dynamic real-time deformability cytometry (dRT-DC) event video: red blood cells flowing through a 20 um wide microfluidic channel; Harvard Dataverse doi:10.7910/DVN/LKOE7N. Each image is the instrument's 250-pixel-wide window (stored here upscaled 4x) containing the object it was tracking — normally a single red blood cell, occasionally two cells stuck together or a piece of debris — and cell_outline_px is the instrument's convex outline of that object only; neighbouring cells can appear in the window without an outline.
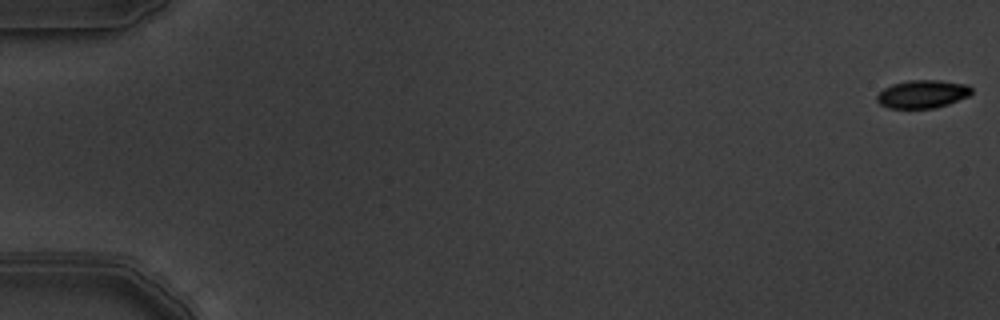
{"species": "common noctule bat (a hibernating species)", "species_latin": "Nyctalus noctula", "temperature_condition": "warm", "stored_images_in_passage": 5, "camera_frame_rate_fps": 3000, "um_per_image_px": 0.085, "animal": {"sex": "male", "body_mass_g": 19.5, "forearm_length_mm": 54.6}, "frame": {"image": 1, "passage_image": 1, "time_ms": 0.0, "image_size_px": [1000, 320], "cell_outline_px": [[972, 92], [968, 96], [948, 104], [936, 108], [888, 108], [880, 104], [876, 100], [876, 96], [884, 88], [892, 84], [908, 80], [940, 80], [968, 84], [972, 88]], "centroid_in_image_um": [78.41, 7.99], "position_along_channel_um": 6.6, "area_um2": 15.55}}
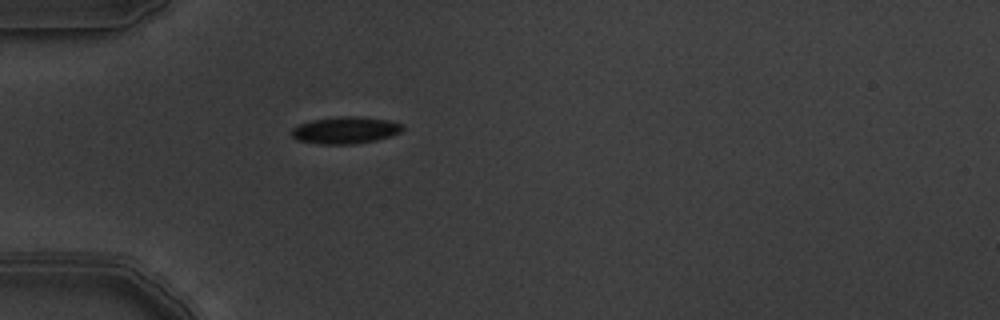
{"frame": {"image": 2, "passage_image": 5, "time_ms": 1.333, "image_size_px": [1000, 320], "cell_outline_px": [[404, 128], [400, 132], [392, 136], [376, 140], [352, 144], [320, 144], [296, 140], [292, 136], [292, 128], [300, 124], [312, 120], [340, 116], [360, 116], [388, 120], [404, 124]], "centroid_in_image_um": [29.38, 11.06], "position_along_channel_um": 55.6, "area_um2": 17.51}}